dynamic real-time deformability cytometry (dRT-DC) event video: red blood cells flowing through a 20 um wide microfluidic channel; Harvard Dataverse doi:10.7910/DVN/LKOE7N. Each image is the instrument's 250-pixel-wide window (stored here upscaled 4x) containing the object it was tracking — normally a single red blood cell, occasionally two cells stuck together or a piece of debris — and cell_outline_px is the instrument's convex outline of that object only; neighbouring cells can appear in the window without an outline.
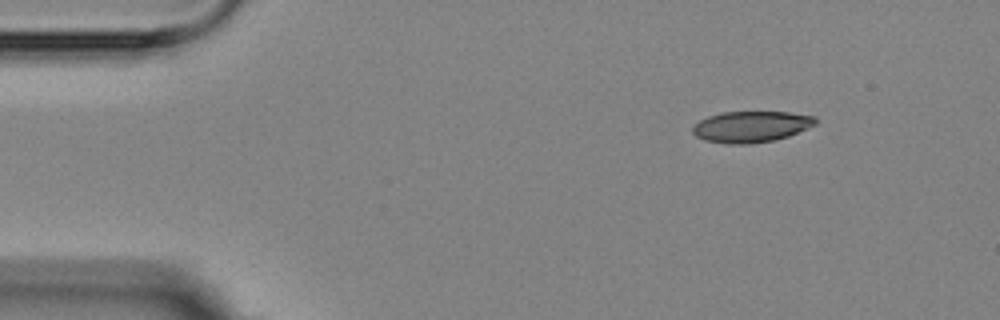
{"species": "Egyptian fruit bat (a non-hibernating species)", "species_latin": "Rousettus aegyptiacus", "temperature_condition": "room temperature", "stored_images_in_passage": 5, "segment_of_instrument_passage": [2, 2], "camera_frame_rate_fps": 3000, "um_per_image_px": 0.085, "animal": {"sex": "female"}, "frame": {"image": 1, "passage_image": 5, "time_ms": 5.333, "image_size_px": [1000, 320], "cell_outline_px": [[816, 124], [808, 128], [788, 136], [772, 140], [748, 144], [728, 144], [704, 140], [696, 136], [692, 132], [692, 124], [708, 116], [724, 112], [788, 112], [816, 116]], "centroid_in_image_um": [63.82, 10.76], "position_along_channel_um": 21.2, "area_um2": 22.31}}